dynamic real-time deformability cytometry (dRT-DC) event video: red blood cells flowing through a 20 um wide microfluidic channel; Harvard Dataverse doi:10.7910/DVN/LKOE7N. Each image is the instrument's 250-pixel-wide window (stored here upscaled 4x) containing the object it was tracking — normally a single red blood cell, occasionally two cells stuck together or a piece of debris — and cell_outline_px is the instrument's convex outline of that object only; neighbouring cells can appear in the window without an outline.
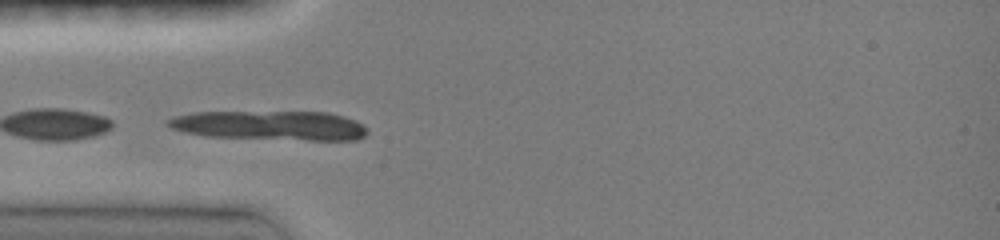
{"species": "common noctule bat (a hibernating species)", "species_latin": "Nyctalus noctula", "temperature_condition": "room temperature", "stored_images_in_passage": 9, "camera_frame_rate_fps": 3000, "um_per_image_px": 0.085, "animal": {"sex": "female", "body_mass_g": 19.0, "forearm_length_mm": 51.5}, "frame": {"image": 1, "passage_image": 1, "time_ms": 0.0, "image_size_px": [1000, 240], "cell_outline_px": [[368, 132], [364, 136], [356, 140], [308, 140], [204, 136], [172, 128], [164, 124], [164, 120], [172, 116], [192, 112], [328, 112], [344, 116], [356, 120], [364, 124], [368, 128]], "centroid_in_image_um": [22.97, 10.66], "position_along_channel_um": 62.0, "area_um2": 34.45}}